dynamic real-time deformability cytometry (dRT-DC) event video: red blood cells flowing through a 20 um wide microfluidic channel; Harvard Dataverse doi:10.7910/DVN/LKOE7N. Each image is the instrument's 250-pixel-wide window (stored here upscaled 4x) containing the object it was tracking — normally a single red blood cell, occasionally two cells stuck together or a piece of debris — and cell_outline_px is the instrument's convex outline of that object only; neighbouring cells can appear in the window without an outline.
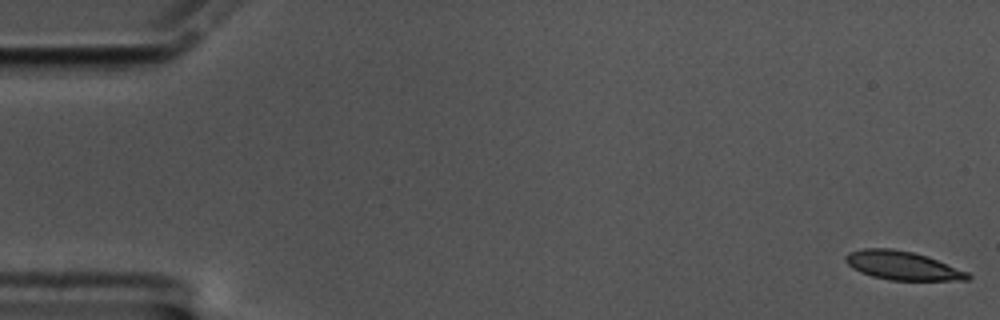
{"species": "common noctule bat (a hibernating species)", "species_latin": "Nyctalus noctula", "temperature_condition": "cold", "stored_images_in_passage": 18, "camera_frame_rate_fps": 3000, "um_per_image_px": 0.085, "animal": {"sex": "male", "body_mass_g": 17.5, "forearm_length_mm": 52.3}, "frame": {"image": 1, "passage_image": 1, "time_ms": 0.0, "image_size_px": [1000, 320], "cell_outline_px": [[972, 276], [968, 280], [892, 280], [872, 276], [860, 272], [852, 268], [844, 260], [844, 256], [848, 252], [864, 248], [892, 248], [912, 252], [936, 260], [968, 272]], "centroid_in_image_um": [76.66, 22.57], "position_along_channel_um": 8.3, "area_um2": 20.23}}
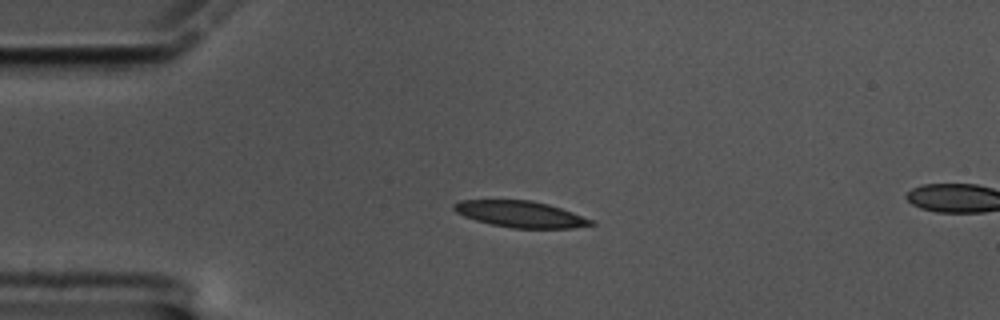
{"frame": {"image": 2, "passage_image": 14, "time_ms": 4.333, "image_size_px": [1000, 320], "cell_outline_px": [[596, 224], [572, 228], [512, 228], [492, 224], [476, 220], [464, 216], [456, 212], [452, 208], [452, 204], [460, 200], [532, 200], [548, 204], [596, 220]], "centroid_in_image_um": [44.26, 18.2], "position_along_channel_um": 40.7, "area_um2": 21.1}}